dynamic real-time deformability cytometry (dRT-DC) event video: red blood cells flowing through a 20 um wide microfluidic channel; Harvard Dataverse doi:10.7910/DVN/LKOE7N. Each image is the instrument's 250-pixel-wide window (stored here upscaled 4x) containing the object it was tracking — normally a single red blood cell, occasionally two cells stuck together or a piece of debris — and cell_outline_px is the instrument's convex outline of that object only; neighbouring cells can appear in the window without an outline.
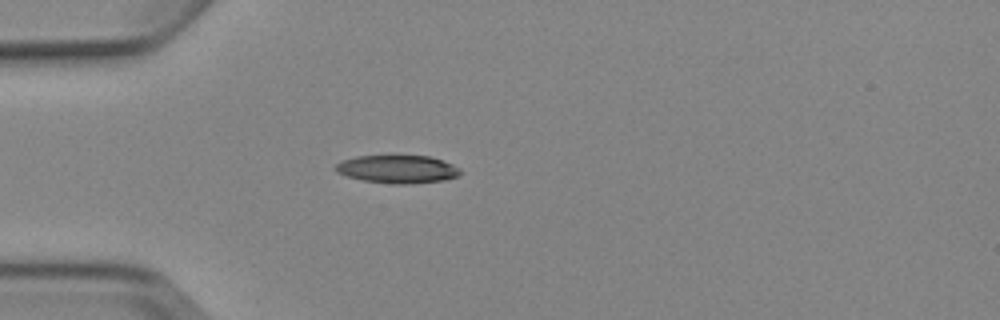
{"species": "Egyptian fruit bat (a non-hibernating species)", "species_latin": "Rousettus aegyptiacus", "temperature_condition": "cold", "stored_images_in_passage": 1, "camera_frame_rate_fps": 3000, "um_per_image_px": 0.085, "animal": {"sex": "female"}, "frame": {"image": 1, "passage_image": 1, "time_ms": 0.0, "image_size_px": [1000, 320], "cell_outline_px": [[460, 172], [456, 176], [444, 180], [408, 184], [392, 184], [364, 180], [348, 176], [336, 172], [332, 168], [340, 160], [356, 156], [428, 156], [444, 160], [460, 168]], "centroid_in_image_um": [33.75, 14.37], "position_along_channel_um": 51.2, "area_um2": 20.35}}